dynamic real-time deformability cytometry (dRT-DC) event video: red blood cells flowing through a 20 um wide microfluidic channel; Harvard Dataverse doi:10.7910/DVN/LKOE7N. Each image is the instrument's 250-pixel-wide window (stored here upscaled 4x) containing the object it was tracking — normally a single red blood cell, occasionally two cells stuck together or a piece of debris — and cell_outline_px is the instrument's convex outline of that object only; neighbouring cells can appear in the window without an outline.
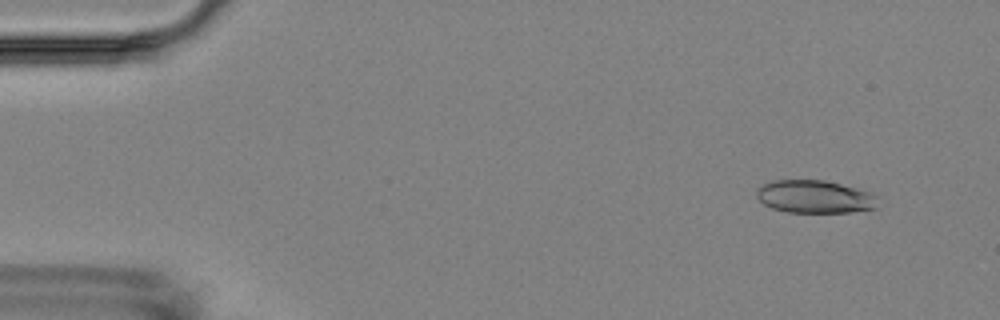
{"species": "Egyptian fruit bat (a non-hibernating species)", "species_latin": "Rousettus aegyptiacus", "temperature_condition": "room temperature", "stored_images_in_passage": 4, "camera_frame_rate_fps": 3000, "um_per_image_px": 0.085, "animal": {"sex": "female"}, "frame": {"image": 1, "passage_image": 1, "time_ms": 0.0, "image_size_px": [1000, 320], "cell_outline_px": [[876, 208], [852, 212], [788, 212], [772, 208], [764, 204], [756, 196], [756, 188], [772, 180], [824, 180], [872, 192], [876, 196]], "centroid_in_image_um": [69.23, 16.72], "position_along_channel_um": 15.8, "area_um2": 23.18}}